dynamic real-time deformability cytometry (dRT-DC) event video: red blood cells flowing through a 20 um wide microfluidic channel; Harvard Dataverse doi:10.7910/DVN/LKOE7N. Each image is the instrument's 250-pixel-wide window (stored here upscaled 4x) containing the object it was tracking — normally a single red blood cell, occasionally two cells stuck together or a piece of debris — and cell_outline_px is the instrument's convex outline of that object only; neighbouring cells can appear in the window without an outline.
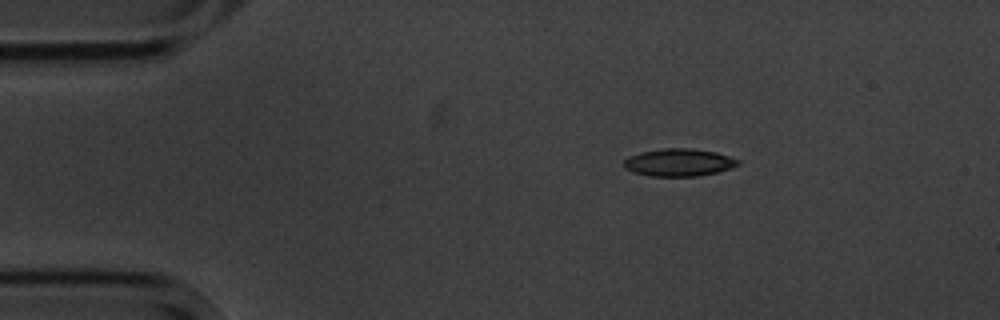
{"species": "common noctule bat (a hibernating species)", "species_latin": "Nyctalus noctula", "temperature_condition": "cold", "stored_images_in_passage": 3, "camera_frame_rate_fps": 3000, "um_per_image_px": 0.085, "animal": {"sex": "male", "body_mass_g": 20.1, "forearm_length_mm": 53.5}, "frame": {"image": 1, "passage_image": 1, "time_ms": 0.0, "image_size_px": [1000, 320], "cell_outline_px": [[740, 164], [716, 172], [700, 176], [648, 176], [632, 172], [624, 168], [624, 160], [628, 156], [640, 152], [664, 148], [692, 148], [716, 152], [740, 160]], "centroid_in_image_um": [57.66, 13.8], "position_along_channel_um": 27.3, "area_um2": 18.38}}
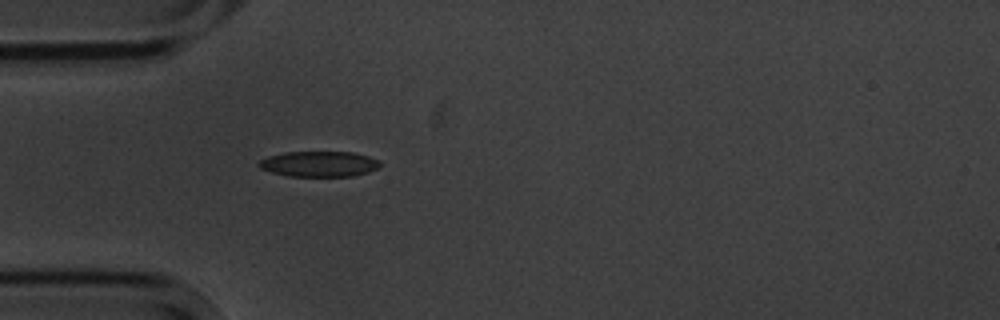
{"frame": {"image": 2, "passage_image": 3, "time_ms": 2.333, "image_size_px": [1000, 320], "cell_outline_px": [[380, 164], [376, 168], [368, 172], [352, 176], [288, 176], [272, 172], [260, 168], [256, 164], [260, 160], [268, 156], [284, 152], [352, 152], [368, 156], [380, 160]], "centroid_in_image_um": [27.1, 13.93], "position_along_channel_um": 57.9, "area_um2": 17.98}}